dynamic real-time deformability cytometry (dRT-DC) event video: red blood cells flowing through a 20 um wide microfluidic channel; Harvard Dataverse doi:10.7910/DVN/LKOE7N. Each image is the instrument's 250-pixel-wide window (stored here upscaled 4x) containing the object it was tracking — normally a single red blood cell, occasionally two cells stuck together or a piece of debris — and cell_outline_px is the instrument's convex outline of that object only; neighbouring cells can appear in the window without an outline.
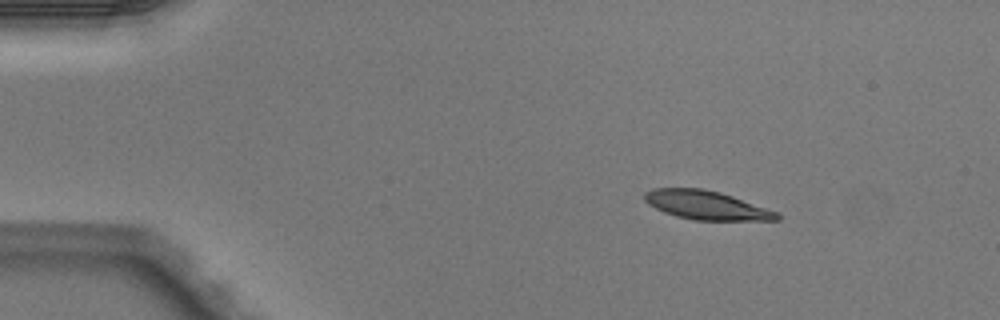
{"species": "Egyptian fruit bat (a non-hibernating species)", "species_latin": "Rousettus aegyptiacus", "temperature_condition": "warm", "stored_images_in_passage": 3, "camera_frame_rate_fps": 3000, "um_per_image_px": 0.085, "animal": {"sex": "male"}, "frame": {"image": 1, "passage_image": 1, "time_ms": 0.0, "image_size_px": [1000, 320], "cell_outline_px": [[780, 220], [696, 220], [676, 216], [664, 212], [648, 204], [644, 200], [644, 192], [652, 188], [704, 188], [720, 192], [732, 196], [776, 212], [780, 216]], "centroid_in_image_um": [59.98, 17.43], "position_along_channel_um": 25.0, "area_um2": 22.02}}